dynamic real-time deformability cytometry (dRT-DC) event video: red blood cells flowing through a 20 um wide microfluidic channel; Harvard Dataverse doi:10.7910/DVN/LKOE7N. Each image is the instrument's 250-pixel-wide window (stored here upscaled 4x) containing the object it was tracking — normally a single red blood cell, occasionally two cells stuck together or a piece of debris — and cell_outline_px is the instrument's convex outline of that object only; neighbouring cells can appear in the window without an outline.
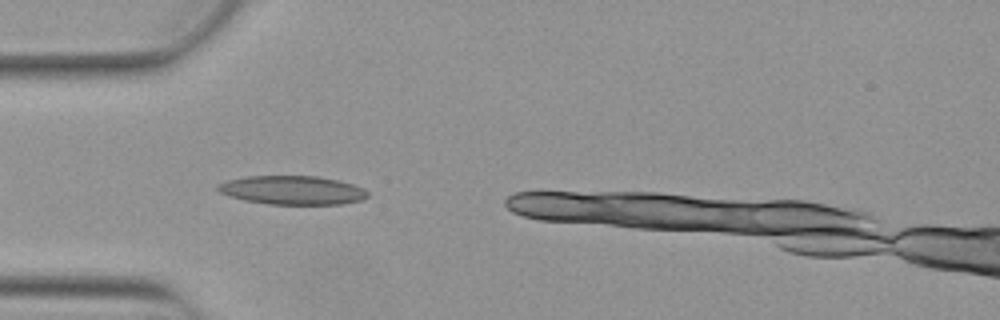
{"species": "Egyptian fruit bat (a non-hibernating species)", "species_latin": "Rousettus aegyptiacus", "temperature_condition": "warm", "stored_images_in_passage": 11, "camera_frame_rate_fps": 3000, "um_per_image_px": 0.085, "animal": {"sex": "female"}, "frame": {"image": 1, "passage_image": 4, "time_ms": 1.0, "image_size_px": [1000, 320], "cell_outline_px": [[368, 196], [360, 200], [344, 204], [268, 204], [244, 200], [228, 196], [220, 192], [216, 188], [216, 184], [228, 180], [248, 176], [316, 176], [336, 180], [352, 184], [364, 188], [368, 192]], "centroid_in_image_um": [24.82, 16.17], "position_along_channel_um": 60.2, "area_um2": 25.09}}
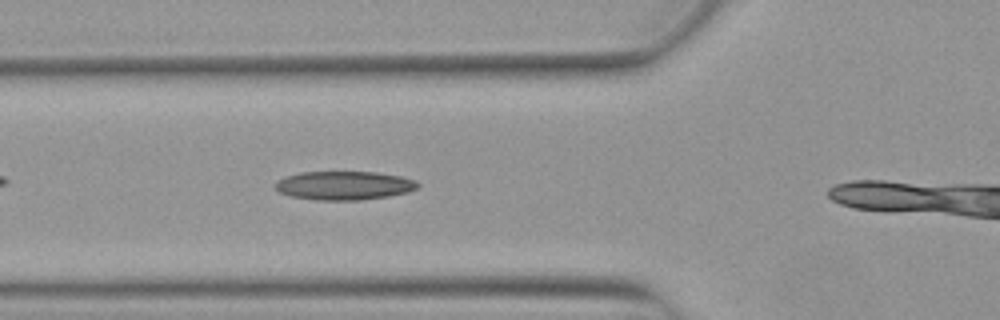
{"frame": {"image": 2, "passage_image": 7, "time_ms": 2.0, "image_size_px": [1000, 320], "cell_outline_px": [[420, 184], [416, 188], [408, 192], [388, 196], [360, 200], [316, 200], [288, 196], [272, 188], [272, 184], [276, 180], [300, 172], [376, 172], [400, 176], [416, 180]], "centroid_in_image_um": [29.19, 15.77], "position_along_channel_um": 96.6, "area_um2": 24.04}}
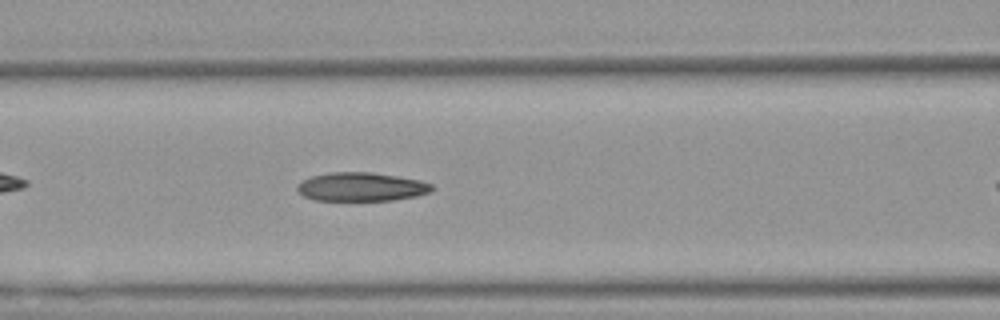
{"frame": {"image": 3, "passage_image": 10, "time_ms": 3.0, "image_size_px": [1000, 320], "cell_outline_px": [[432, 188], [428, 192], [416, 196], [392, 200], [316, 200], [304, 196], [296, 188], [304, 180], [312, 176], [328, 172], [372, 172], [420, 180], [432, 184]], "centroid_in_image_um": [30.71, 15.87], "position_along_channel_um": 135.9, "area_um2": 22.2}}